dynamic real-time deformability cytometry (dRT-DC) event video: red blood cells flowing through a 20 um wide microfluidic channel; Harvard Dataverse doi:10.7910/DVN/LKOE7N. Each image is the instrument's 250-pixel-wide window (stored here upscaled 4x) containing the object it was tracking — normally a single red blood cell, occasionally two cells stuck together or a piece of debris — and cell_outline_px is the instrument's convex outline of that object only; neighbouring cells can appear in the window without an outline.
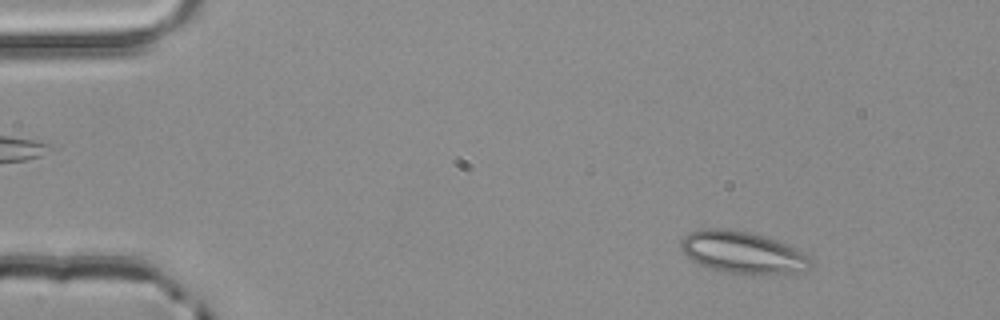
{"species": "common noctule bat (a hibernating species)", "species_latin": "Nyctalus noctula", "temperature_condition": "room temperature", "stored_images_in_passage": 2, "camera_frame_rate_fps": 3000, "um_per_image_px": 0.085, "animal": {"sex": "male", "body_mass_g": 20.4}, "frame": {"image": 1, "passage_image": 1, "time_ms": 0.0, "image_size_px": [1000, 320], "cell_outline_px": [[812, 264], [804, 272], [728, 272], [708, 268], [692, 260], [680, 248], [680, 240], [684, 236], [692, 232], [704, 228], [724, 228], [748, 232], [764, 236], [776, 240], [812, 256]], "centroid_in_image_um": [63.11, 21.42], "position_along_channel_um": 21.9, "area_um2": 31.04}}